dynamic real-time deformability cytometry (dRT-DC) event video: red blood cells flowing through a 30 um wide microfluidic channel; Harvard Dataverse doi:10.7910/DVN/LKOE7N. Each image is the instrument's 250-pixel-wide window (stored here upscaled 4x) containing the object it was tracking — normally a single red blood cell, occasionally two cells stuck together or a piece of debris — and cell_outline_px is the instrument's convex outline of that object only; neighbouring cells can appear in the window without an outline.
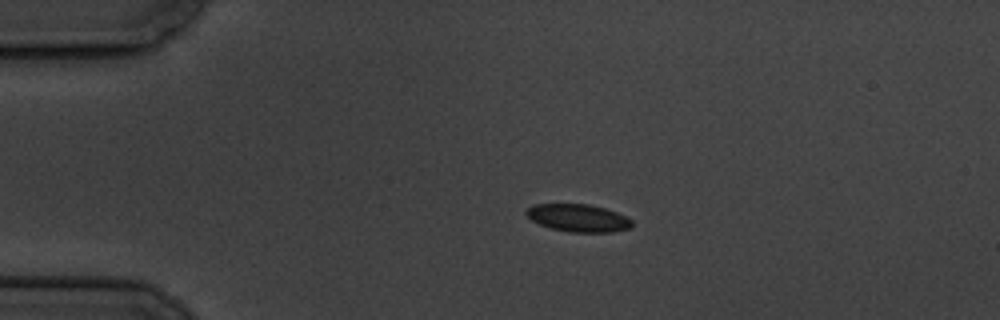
{"species": "common noctule bat (a hibernating species)", "species_latin": "Nyctalus noctula", "temperature_condition": "cold", "stored_images_in_passage": 15, "camera_frame_rate_fps": 3000, "um_per_image_px": 0.085, "animal": {"sex": "male", "body_mass_g": 19.5, "forearm_length_mm": 54.6}, "frame": {"image": 1, "passage_image": 3, "time_ms": 3.333, "image_size_px": [1000, 320], "cell_outline_px": [[632, 228], [612, 232], [568, 232], [552, 228], [540, 224], [532, 220], [524, 212], [532, 204], [588, 204], [604, 208], [616, 212], [632, 220]], "centroid_in_image_um": [49.15, 18.53], "position_along_channel_um": 35.8, "area_um2": 16.94}}
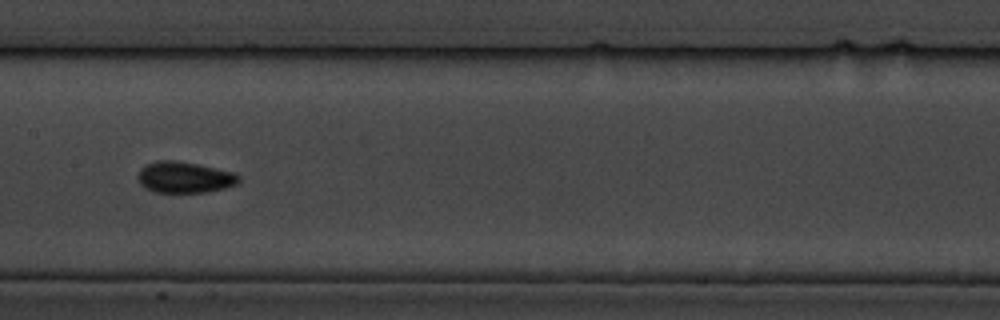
{"frame": {"image": 2, "passage_image": 8, "time_ms": 9.0, "image_size_px": [1000, 320], "cell_outline_px": [[240, 180], [236, 184], [224, 188], [204, 192], [152, 192], [144, 188], [140, 184], [136, 176], [140, 168], [156, 160], [172, 160], [196, 164], [232, 172], [240, 176]], "centroid_in_image_um": [15.62, 15.08], "position_along_channel_um": 191.8, "area_um2": 18.26}}
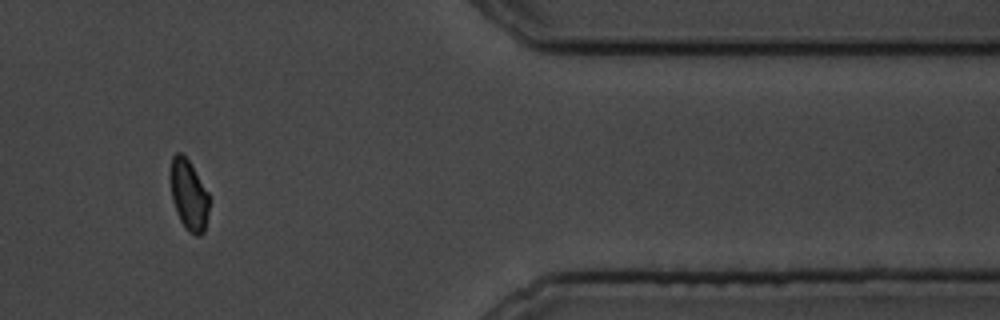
{"frame": {"image": 3, "passage_image": 13, "time_ms": 15.667, "image_size_px": [1000, 320], "cell_outline_px": [[208, 212], [204, 232], [200, 236], [196, 236], [188, 232], [184, 228], [176, 212], [172, 200], [168, 176], [172, 156], [176, 152], [180, 152], [188, 160], [208, 192]], "centroid_in_image_um": [16.0, 16.58], "position_along_channel_um": 395.4, "area_um2": 16.18}, "authors_computed_cell_mechanics": {"area_um2": 17.1088, "velocity_mm_per_s": 3.4559, "shape_relaxation_time_tau1_ms": 6.3964, "shape_relaxation_time_tau2_ms": 2.4271, "deformation_change_tau1": 0.0924, "deformation_change_tau2": 0.0514}}